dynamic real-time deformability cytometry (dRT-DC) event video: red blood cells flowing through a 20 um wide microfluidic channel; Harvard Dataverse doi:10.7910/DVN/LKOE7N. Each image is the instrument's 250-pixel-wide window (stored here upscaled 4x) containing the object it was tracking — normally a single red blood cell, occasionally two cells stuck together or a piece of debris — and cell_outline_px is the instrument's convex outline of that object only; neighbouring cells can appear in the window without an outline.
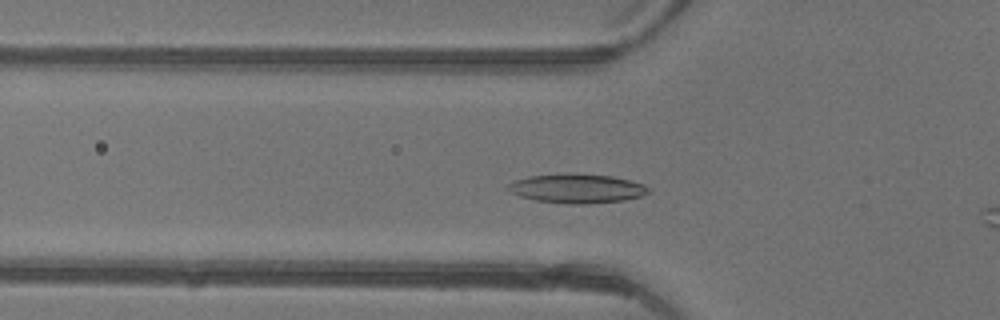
{"species": "common noctule bat (a hibernating species)", "species_latin": "Nyctalus noctula", "temperature_condition": "warm", "stored_images_in_passage": 44, "camera_frame_rate_fps": 3000, "um_per_image_px": 0.085, "animal": {"sex": "female"}, "frame": {"image": 1, "passage_image": 12, "time_ms": 3.667, "image_size_px": [1000, 320], "cell_outline_px": [[652, 192], [640, 196], [624, 200], [584, 204], [576, 204], [536, 200], [520, 196], [504, 188], [508, 184], [516, 180], [528, 176], [568, 172], [576, 172], [612, 176], [644, 184]], "centroid_in_image_um": [49.03, 15.99], "position_along_channel_um": 76.8, "area_um2": 24.04}}
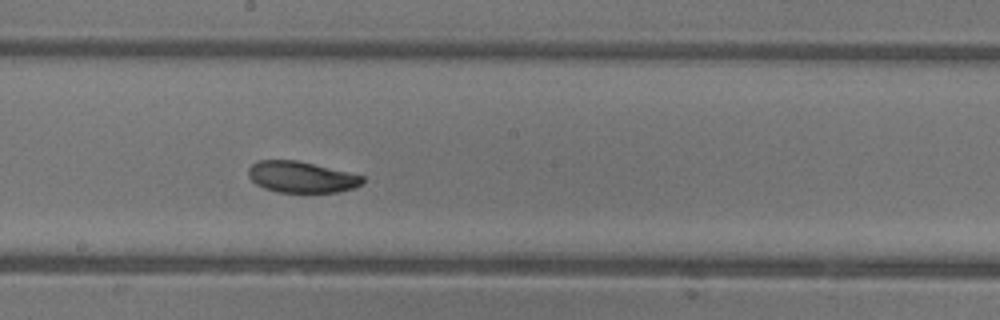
{"frame": {"image": 2, "passage_image": 22, "time_ms": 7.0, "image_size_px": [1000, 320], "cell_outline_px": [[364, 180], [360, 184], [352, 188], [340, 192], [276, 192], [264, 188], [256, 184], [248, 176], [248, 168], [256, 160], [296, 160], [364, 176]], "centroid_in_image_um": [25.57, 15.05], "position_along_channel_um": 222.6, "area_um2": 20.63}}
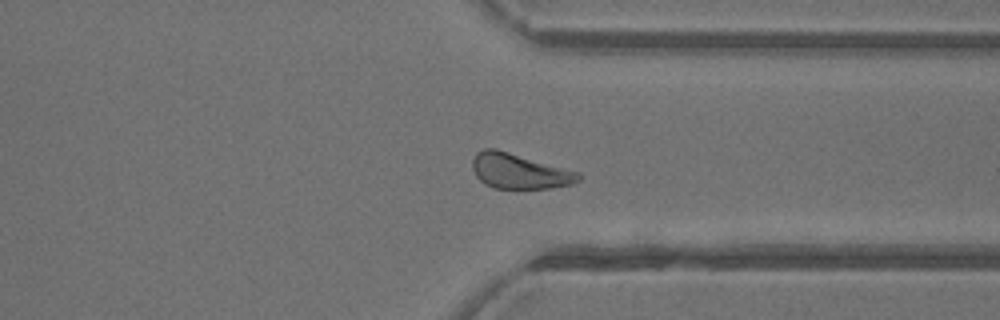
{"frame": {"image": 3, "passage_image": 32, "time_ms": 10.333, "image_size_px": [1000, 320], "cell_outline_px": [[580, 180], [572, 184], [552, 188], [492, 188], [484, 184], [476, 176], [472, 168], [472, 160], [476, 152], [484, 148], [496, 148], [580, 172]], "centroid_in_image_um": [44.13, 14.54], "position_along_channel_um": 367.3, "area_um2": 21.91}, "authors_computed_cell_mechanics": {"area_um2": 22.3108, "velocity_mm_per_s": 4.3573, "shape_relaxation_time_tau1_ms": 3.2427, "shape_relaxation_time_tau2_ms": 4.106, "deformation_change_tau1": 0.1045, "deformation_change_tau2": 0.0979}}